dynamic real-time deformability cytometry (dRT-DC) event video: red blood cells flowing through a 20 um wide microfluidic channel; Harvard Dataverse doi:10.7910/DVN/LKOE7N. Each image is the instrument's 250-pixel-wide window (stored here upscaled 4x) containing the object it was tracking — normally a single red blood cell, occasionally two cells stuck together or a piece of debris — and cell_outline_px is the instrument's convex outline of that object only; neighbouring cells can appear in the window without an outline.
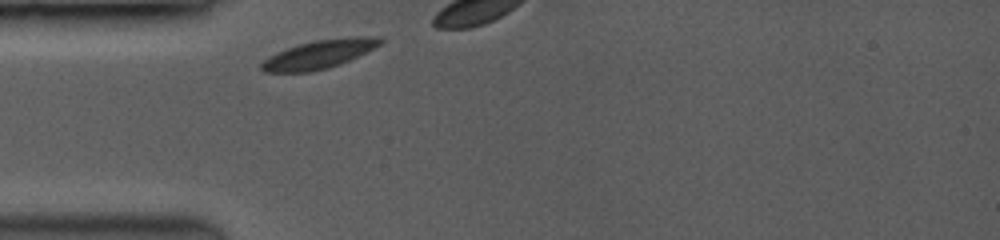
{"species": "common noctule bat (a hibernating species)", "species_latin": "Nyctalus noctula", "temperature_condition": "room temperature", "stored_images_in_passage": 11, "camera_frame_rate_fps": 3500, "um_per_image_px": 0.085, "animal": {"sex": "female", "body_mass_g": 19.0, "forearm_length_mm": 53.3}, "frame": {"image": 1, "passage_image": 1, "time_ms": 0.0, "image_size_px": [1000, 240], "cell_outline_px": [[384, 40], [380, 44], [340, 64], [328, 68], [312, 72], [264, 72], [260, 68], [260, 64], [268, 56], [276, 52], [312, 40], [352, 36], [384, 36]], "centroid_in_image_um": [27.12, 4.6], "position_along_channel_um": 57.9, "area_um2": 19.77}}